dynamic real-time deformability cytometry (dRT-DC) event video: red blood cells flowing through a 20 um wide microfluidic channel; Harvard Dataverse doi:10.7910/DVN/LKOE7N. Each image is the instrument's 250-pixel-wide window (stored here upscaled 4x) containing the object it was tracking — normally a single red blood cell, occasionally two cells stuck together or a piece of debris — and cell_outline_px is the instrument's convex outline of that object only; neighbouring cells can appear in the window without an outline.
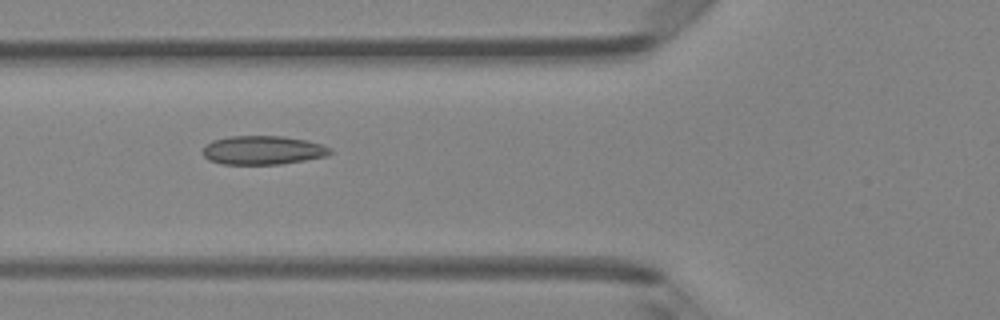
{"species": "Egyptian fruit bat (a non-hibernating species)", "species_latin": "Rousettus aegyptiacus", "temperature_condition": "room temperature", "stored_images_in_passage": 7, "camera_frame_rate_fps": 3000, "um_per_image_px": 0.085, "animal": {"sex": "female"}, "frame": {"image": 1, "passage_image": 5, "time_ms": 1.333, "image_size_px": [1000, 320], "cell_outline_px": [[332, 152], [328, 156], [280, 164], [224, 164], [208, 160], [200, 152], [204, 144], [212, 140], [228, 136], [284, 136], [308, 140], [324, 144]], "centroid_in_image_um": [22.3, 12.75], "position_along_channel_um": 103.5, "area_um2": 21.68}}
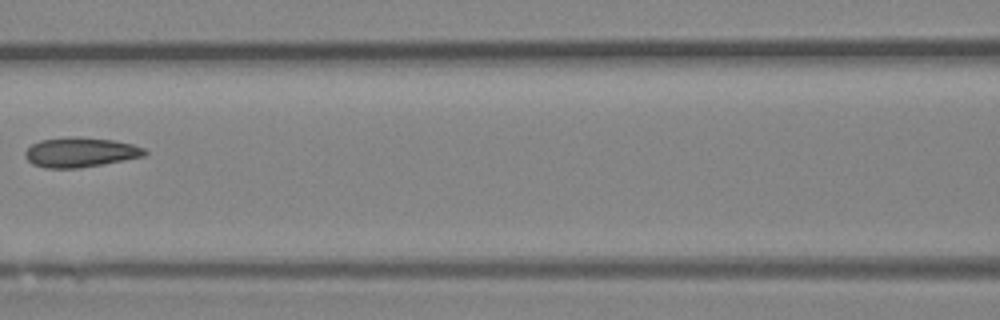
{"frame": {"image": 2, "passage_image": 6, "time_ms": 1.667, "image_size_px": [1000, 320], "cell_outline_px": [[148, 152], [144, 156], [104, 164], [80, 168], [44, 168], [32, 164], [24, 156], [24, 152], [32, 144], [40, 140], [68, 136], [112, 140], [132, 144], [144, 148]], "centroid_in_image_um": [6.8, 12.95], "position_along_channel_um": 159.8, "area_um2": 20.75}}
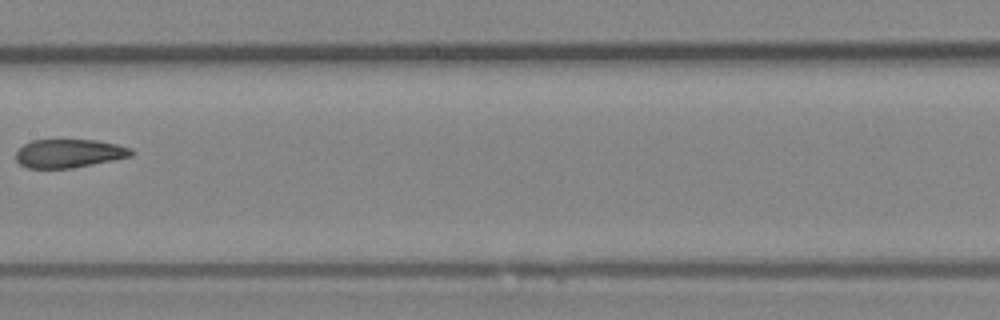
{"frame": {"image": 3, "passage_image": 7, "time_ms": 2.0, "image_size_px": [1000, 320], "cell_outline_px": [[136, 152], [132, 156], [92, 164], [68, 168], [28, 168], [20, 164], [16, 160], [16, 152], [24, 144], [32, 140], [96, 140], [116, 144], [132, 148]], "centroid_in_image_um": [5.88, 13.03], "position_along_channel_um": 201.5, "area_um2": 19.07}}